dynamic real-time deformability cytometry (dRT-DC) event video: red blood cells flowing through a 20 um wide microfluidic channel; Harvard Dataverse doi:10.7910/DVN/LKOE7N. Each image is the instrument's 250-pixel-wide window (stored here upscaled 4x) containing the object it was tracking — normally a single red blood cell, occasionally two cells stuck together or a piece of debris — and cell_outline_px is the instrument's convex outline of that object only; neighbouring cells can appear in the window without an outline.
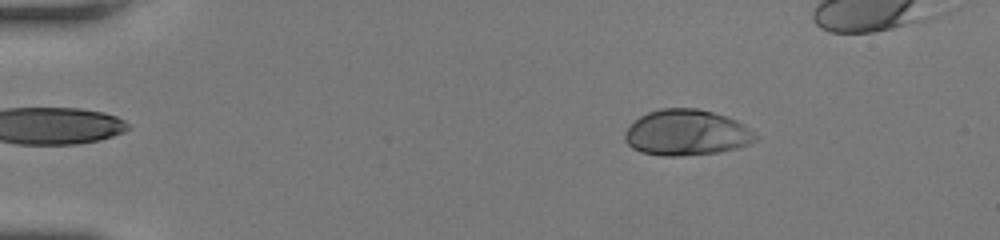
{"species": "human", "species_latin": "Homo sapiens", "temperature_condition": "room temperature", "stored_images_in_passage": 46, "camera_frame_rate_fps": 3000, "um_per_image_px": 0.085, "donor": {"sex": "female"}, "frame": {"image": 1, "passage_image": 8, "time_ms": 2.333, "image_size_px": [1000, 240], "cell_outline_px": [[760, 136], [756, 140], [748, 144], [736, 148], [720, 152], [680, 156], [664, 156], [640, 152], [632, 148], [624, 140], [624, 132], [640, 116], [648, 112], [660, 108], [696, 108], [712, 112], [736, 120], [744, 124]], "centroid_in_image_um": [58.36, 11.28], "position_along_channel_um": 26.6, "area_um2": 34.97}}
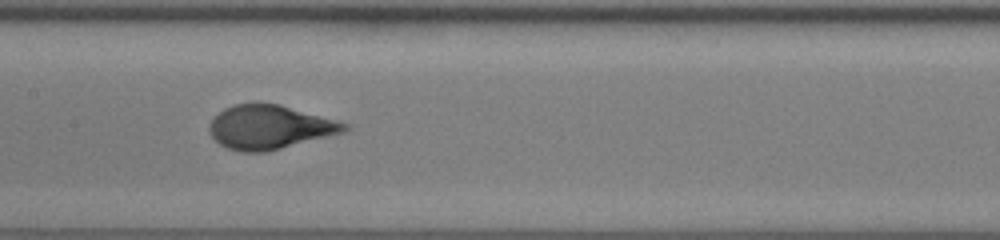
{"frame": {"image": 2, "passage_image": 26, "time_ms": 8.333, "image_size_px": [1000, 240], "cell_outline_px": [[352, 128], [344, 132], [264, 152], [240, 152], [228, 148], [220, 144], [208, 132], [208, 124], [212, 116], [224, 108], [236, 104], [256, 100], [280, 104], [336, 120], [348, 124]], "centroid_in_image_um": [22.87, 10.77], "position_along_channel_um": 184.5, "area_um2": 35.03}}
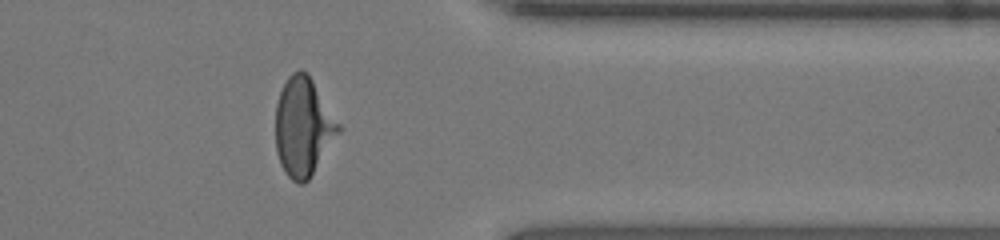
{"frame": {"image": 3, "passage_image": 41, "time_ms": 13.333, "image_size_px": [1000, 240], "cell_outline_px": [[344, 128], [308, 180], [304, 184], [296, 184], [288, 176], [280, 164], [276, 152], [276, 104], [280, 92], [288, 76], [292, 72], [300, 68], [308, 72]], "centroid_in_image_um": [25.81, 10.77], "position_along_channel_um": 385.6, "area_um2": 36.82}}